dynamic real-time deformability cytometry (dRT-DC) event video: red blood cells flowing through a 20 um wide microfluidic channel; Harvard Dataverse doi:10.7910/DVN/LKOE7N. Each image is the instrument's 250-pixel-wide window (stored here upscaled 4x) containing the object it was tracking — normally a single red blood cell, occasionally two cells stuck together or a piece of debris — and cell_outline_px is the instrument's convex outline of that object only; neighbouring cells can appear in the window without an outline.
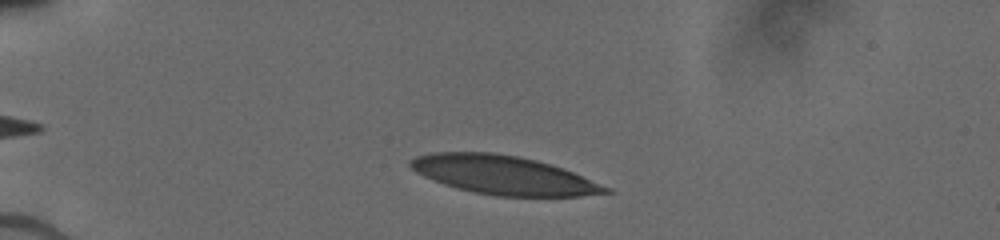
{"species": "human", "species_latin": "Homo sapiens", "temperature_condition": "cold", "stored_images_in_passage": 44, "camera_frame_rate_fps": 3000, "um_per_image_px": 0.085, "donor": {"sex": "male"}, "frame": {"image": 1, "passage_image": 8, "time_ms": 2.0, "image_size_px": [1000, 240], "cell_outline_px": [[616, 192], [580, 196], [496, 196], [456, 188], [444, 184], [424, 176], [416, 172], [408, 164], [408, 160], [416, 156], [436, 152], [492, 152], [516, 156], [536, 160], [572, 172], [612, 188]], "centroid_in_image_um": [42.8, 14.88], "position_along_channel_um": 42.2, "area_um2": 43.7}}
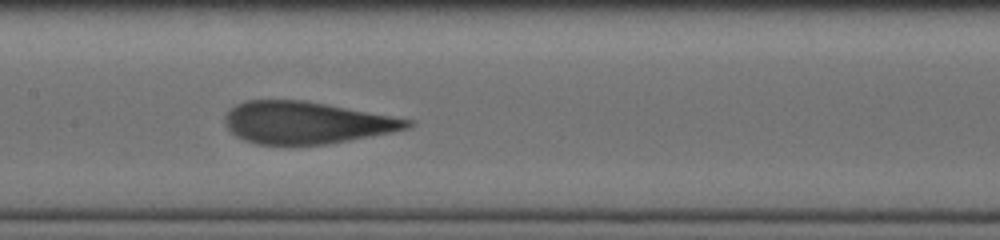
{"frame": {"image": 2, "passage_image": 27, "time_ms": 6.667, "image_size_px": [1000, 240], "cell_outline_px": [[416, 124], [408, 128], [392, 132], [348, 140], [324, 144], [256, 144], [244, 140], [236, 136], [224, 124], [224, 116], [236, 104], [244, 100], [304, 100], [328, 104], [392, 116], [412, 120]], "centroid_in_image_um": [26.02, 10.41], "position_along_channel_um": 181.4, "area_um2": 44.56}}
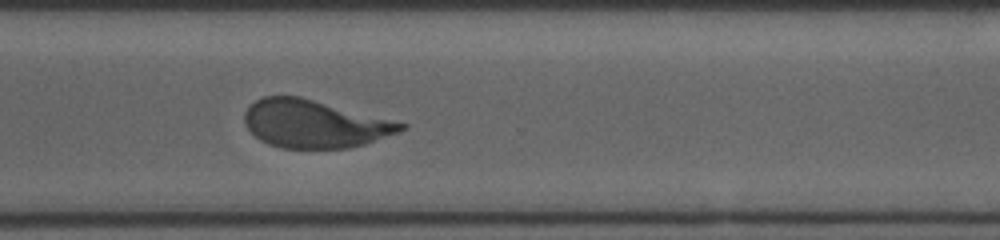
{"frame": {"image": 3, "passage_image": 43, "time_ms": 10.667, "image_size_px": [1000, 240], "cell_outline_px": [[408, 128], [400, 132], [364, 144], [348, 148], [280, 148], [268, 144], [260, 140], [248, 128], [244, 120], [244, 112], [248, 104], [264, 96], [300, 96], [408, 124]], "centroid_in_image_um": [26.72, 10.52], "position_along_channel_um": 343.9, "area_um2": 43.58}}